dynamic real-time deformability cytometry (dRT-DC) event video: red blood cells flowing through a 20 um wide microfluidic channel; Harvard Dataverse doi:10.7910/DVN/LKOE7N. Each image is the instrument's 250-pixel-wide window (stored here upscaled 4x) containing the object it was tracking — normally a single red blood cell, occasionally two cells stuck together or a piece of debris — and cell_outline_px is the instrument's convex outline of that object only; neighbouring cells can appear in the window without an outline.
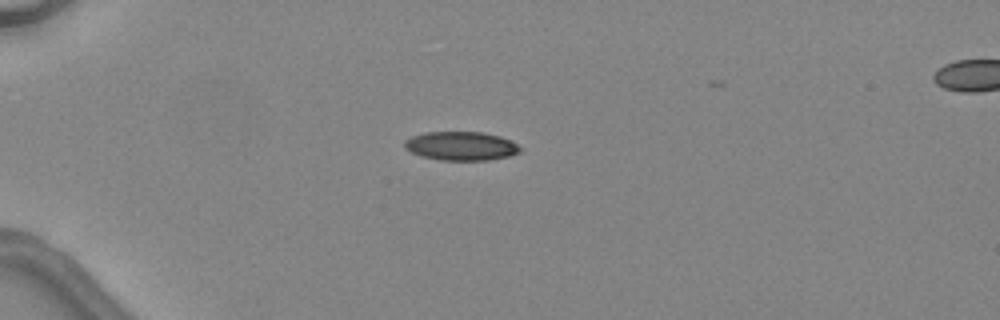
{"species": "common noctule bat (a hibernating species)", "species_latin": "Nyctalus noctula", "temperature_condition": "warm", "stored_images_in_passage": 3, "camera_frame_rate_fps": 3000, "um_per_image_px": 0.085, "animal": {"sex": "female", "body_mass_g": 24.6, "forearm_length_mm": 56.2}, "frame": {"image": 1, "passage_image": 1, "time_ms": 0.0, "image_size_px": [1000, 320], "cell_outline_px": [[520, 152], [512, 156], [488, 160], [440, 160], [420, 156], [404, 148], [404, 140], [412, 136], [424, 132], [484, 132], [500, 136], [512, 140], [520, 148]], "centroid_in_image_um": [39.19, 12.41], "position_along_channel_um": 45.8, "area_um2": 19.59}}